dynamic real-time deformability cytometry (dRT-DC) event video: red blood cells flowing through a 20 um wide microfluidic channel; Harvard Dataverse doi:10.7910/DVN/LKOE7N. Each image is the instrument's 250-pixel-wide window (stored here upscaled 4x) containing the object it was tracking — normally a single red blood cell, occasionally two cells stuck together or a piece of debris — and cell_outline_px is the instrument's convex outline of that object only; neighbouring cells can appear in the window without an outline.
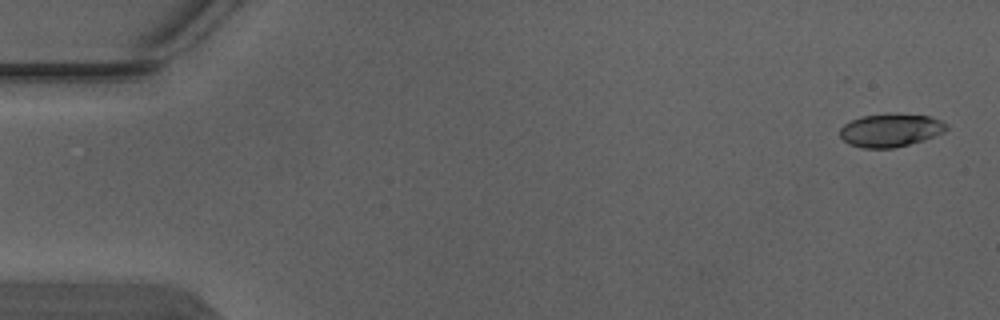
{"species": "Egyptian fruit bat (a non-hibernating species)", "species_latin": "Rousettus aegyptiacus", "temperature_condition": "warm", "stored_images_in_passage": 4, "camera_frame_rate_fps": 3000, "um_per_image_px": 0.085, "animal": {"sex": "male"}, "frame": {"image": 1, "passage_image": 1, "time_ms": 0.0, "image_size_px": [1000, 320], "cell_outline_px": [[948, 128], [944, 132], [924, 140], [896, 148], [860, 148], [848, 144], [840, 136], [840, 128], [844, 124], [860, 116], [888, 112], [896, 112], [928, 116], [940, 120], [948, 124]], "centroid_in_image_um": [75.69, 11.05], "position_along_channel_um": 9.3, "area_um2": 21.1}}